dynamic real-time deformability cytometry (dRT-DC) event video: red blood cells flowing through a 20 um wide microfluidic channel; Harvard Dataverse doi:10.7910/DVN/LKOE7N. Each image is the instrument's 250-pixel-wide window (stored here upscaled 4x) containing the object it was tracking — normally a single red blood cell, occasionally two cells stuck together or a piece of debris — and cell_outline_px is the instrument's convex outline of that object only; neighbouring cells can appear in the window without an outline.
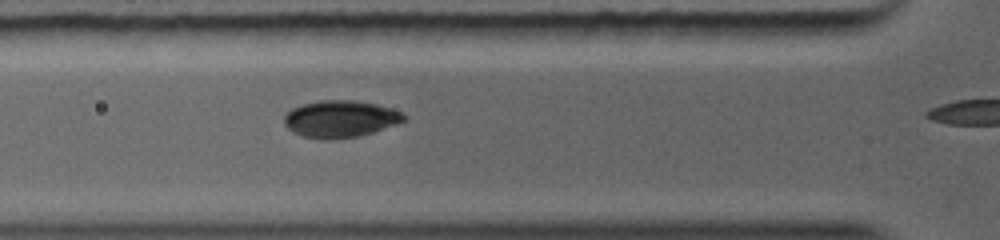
{"species": "common noctule bat (a hibernating species)", "species_latin": "Nyctalus noctula", "temperature_condition": "warm", "stored_images_in_passage": 5, "camera_frame_rate_fps": 5000, "um_per_image_px": 0.085, "animal": {"sex": "female", "body_mass_g": 19.0, "forearm_length_mm": 56.7}, "frame": {"image": 1, "passage_image": 3, "time_ms": 1.0, "image_size_px": [1000, 240], "cell_outline_px": [[404, 120], [368, 132], [352, 136], [308, 136], [296, 132], [284, 120], [288, 112], [292, 108], [300, 104], [316, 100], [356, 100], [376, 104], [400, 112], [404, 116]], "centroid_in_image_um": [28.91, 10.01], "position_along_channel_um": 96.9, "area_um2": 23.93}}